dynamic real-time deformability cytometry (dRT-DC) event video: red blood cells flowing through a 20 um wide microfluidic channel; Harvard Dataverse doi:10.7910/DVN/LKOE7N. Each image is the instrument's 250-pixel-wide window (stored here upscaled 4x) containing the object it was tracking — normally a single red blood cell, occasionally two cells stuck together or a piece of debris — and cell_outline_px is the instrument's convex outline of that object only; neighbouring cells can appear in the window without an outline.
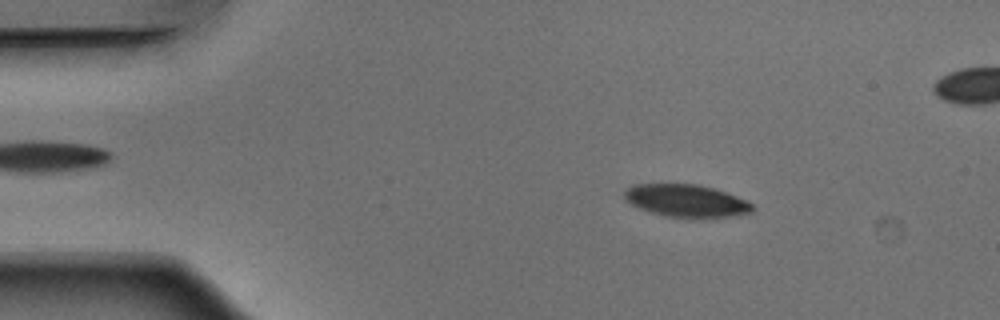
{"species": "Egyptian fruit bat (a non-hibernating species)", "species_latin": "Rousettus aegyptiacus", "temperature_condition": "warm", "stored_images_in_passage": 48, "segment_of_instrument_passage": [1, 2], "camera_frame_rate_fps": 3000, "um_per_image_px": 0.085, "animal": {"sex": "male"}, "frame": {"image": 1, "passage_image": 3, "time_ms": 0.667, "image_size_px": [1000, 320], "cell_outline_px": [[752, 212], [732, 216], [704, 220], [688, 220], [664, 216], [640, 208], [624, 200], [624, 192], [632, 184], [696, 184], [712, 188], [736, 196], [752, 204]], "centroid_in_image_um": [58.32, 17.11], "position_along_channel_um": 26.7, "area_um2": 24.74}}
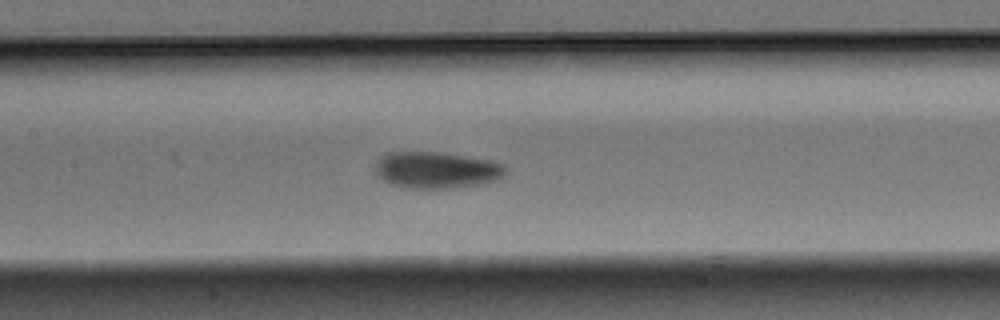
{"frame": {"image": 2, "passage_image": 19, "time_ms": 6.0, "image_size_px": [1000, 320], "cell_outline_px": [[504, 176], [500, 180], [480, 184], [456, 188], [404, 188], [388, 184], [380, 180], [376, 176], [376, 164], [384, 156], [392, 152], [440, 152], [492, 160], [500, 164], [504, 168]], "centroid_in_image_um": [37.09, 14.47], "position_along_channel_um": 170.3, "area_um2": 27.86}}
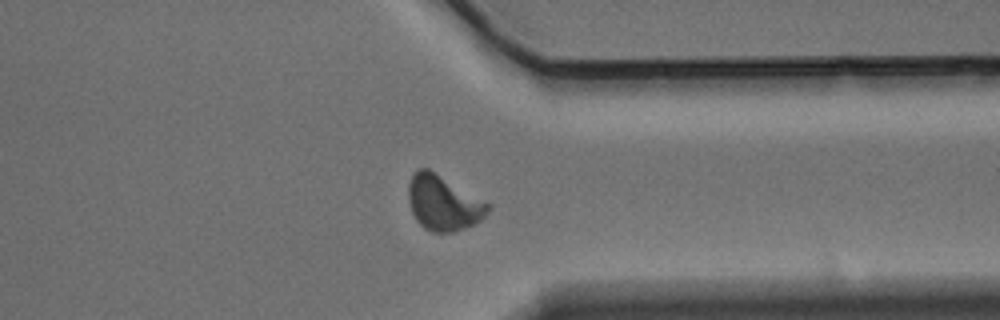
{"frame": {"image": 3, "passage_image": 35, "time_ms": 11.333, "image_size_px": [1000, 320], "cell_outline_px": [[492, 208], [480, 220], [464, 228], [452, 232], [432, 232], [424, 228], [416, 220], [412, 212], [408, 200], [408, 184], [412, 176], [420, 168], [428, 168], [492, 204]], "centroid_in_image_um": [37.69, 17.25], "position_along_channel_um": 373.7, "area_um2": 25.49}}